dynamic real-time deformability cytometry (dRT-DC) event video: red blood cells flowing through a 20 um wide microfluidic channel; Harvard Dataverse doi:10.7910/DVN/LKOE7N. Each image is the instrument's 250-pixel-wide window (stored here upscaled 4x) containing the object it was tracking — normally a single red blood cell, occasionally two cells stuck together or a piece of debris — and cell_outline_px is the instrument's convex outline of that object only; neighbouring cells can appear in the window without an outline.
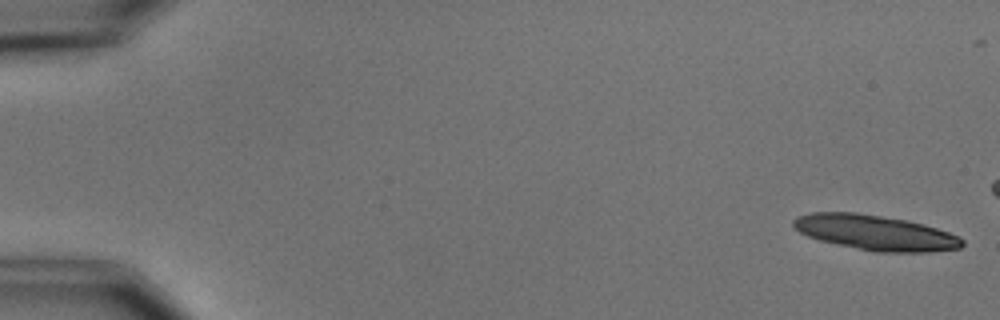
{"species": "common noctule bat (a hibernating species)", "species_latin": "Nyctalus noctula", "temperature_condition": "cold", "stored_images_in_passage": 6, "camera_frame_rate_fps": 3000, "um_per_image_px": 0.085, "animal": {"sex": "male", "body_mass_g": 15.6}, "frame": {"image": 1, "passage_image": 1, "time_ms": 0.0, "image_size_px": [1000, 320], "cell_outline_px": [[964, 244], [960, 248], [932, 252], [876, 252], [836, 244], [820, 240], [808, 236], [800, 232], [792, 224], [792, 220], [796, 216], [812, 212], [856, 212], [904, 220], [924, 224], [948, 232], [964, 240]], "centroid_in_image_um": [74.39, 19.77], "position_along_channel_um": 10.6, "area_um2": 34.39}}